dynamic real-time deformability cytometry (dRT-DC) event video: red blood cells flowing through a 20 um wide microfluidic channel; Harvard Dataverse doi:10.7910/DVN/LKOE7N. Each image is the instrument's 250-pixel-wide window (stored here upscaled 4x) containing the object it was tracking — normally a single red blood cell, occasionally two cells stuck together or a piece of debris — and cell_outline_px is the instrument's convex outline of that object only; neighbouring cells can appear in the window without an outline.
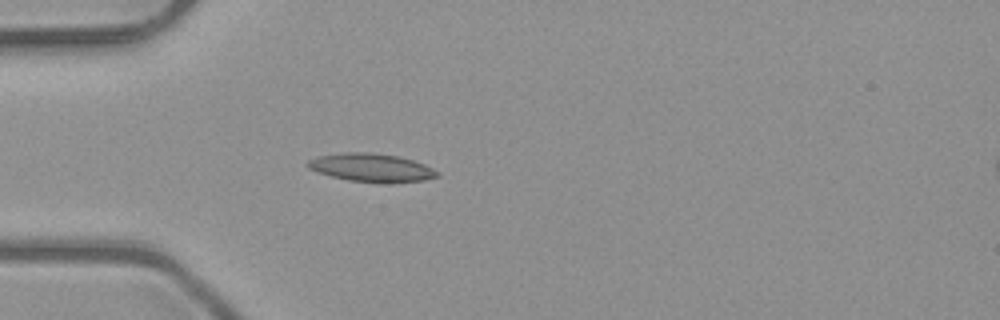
{"species": "common noctule bat (a hibernating species)", "species_latin": "Nyctalus noctula", "temperature_condition": "room temperature", "stored_images_in_passage": 5, "camera_frame_rate_fps": 3000, "um_per_image_px": 0.085, "animal": {"sex": "male", "body_mass_g": 23.1, "forearm_length_mm": 52.7}, "frame": {"image": 1, "passage_image": 4, "time_ms": 1.0, "image_size_px": [1000, 320], "cell_outline_px": [[440, 176], [424, 180], [392, 184], [348, 180], [316, 172], [308, 168], [304, 164], [308, 160], [316, 156], [344, 152], [368, 152], [396, 156], [412, 160], [424, 164], [440, 172]], "centroid_in_image_um": [31.56, 14.26], "position_along_channel_um": 53.4, "area_um2": 21.62}}